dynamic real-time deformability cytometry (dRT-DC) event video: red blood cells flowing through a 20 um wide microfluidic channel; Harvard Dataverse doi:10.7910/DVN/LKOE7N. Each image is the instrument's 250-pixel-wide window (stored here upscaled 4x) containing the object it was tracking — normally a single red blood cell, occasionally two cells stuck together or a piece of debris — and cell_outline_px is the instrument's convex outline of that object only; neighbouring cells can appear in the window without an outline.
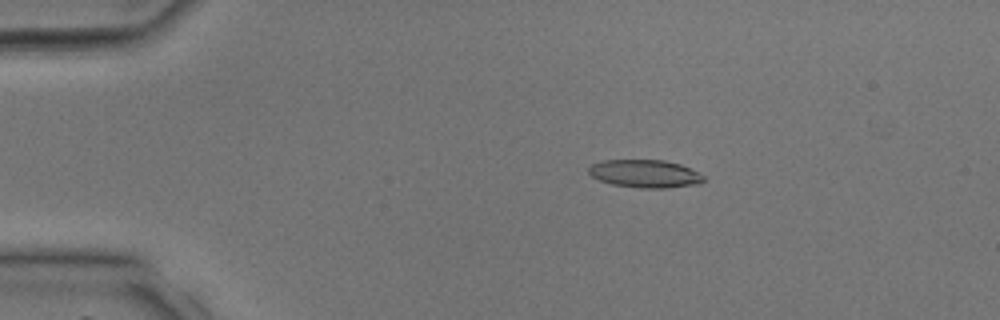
{"species": "common noctule bat (a hibernating species)", "species_latin": "Nyctalus noctula", "temperature_condition": "room temperature", "stored_images_in_passage": 36, "camera_frame_rate_fps": 3000, "um_per_image_px": 0.085, "animal": {"sex": "male", "body_mass_g": 17.9, "forearm_length_mm": 54.2}, "frame": {"image": 1, "passage_image": 8, "time_ms": 2.333, "image_size_px": [1000, 320], "cell_outline_px": [[704, 180], [700, 184], [664, 188], [640, 188], [612, 184], [600, 180], [592, 176], [588, 172], [588, 168], [592, 164], [604, 160], [664, 160], [680, 164], [704, 176]], "centroid_in_image_um": [54.81, 14.76], "position_along_channel_um": 30.2, "area_um2": 18.55}}
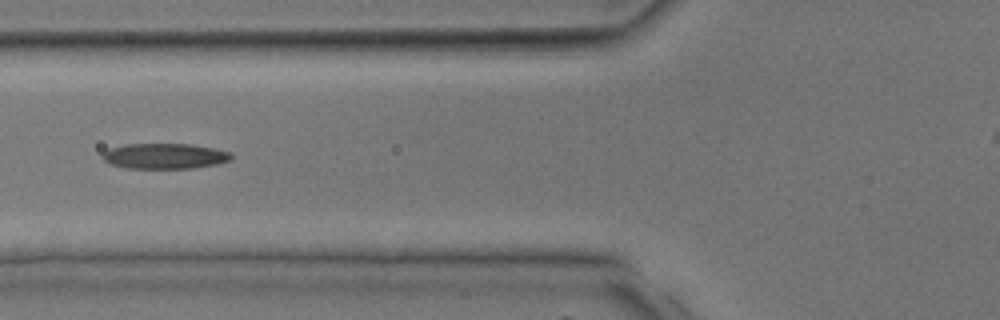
{"frame": {"image": 2, "passage_image": 16, "time_ms": 5.0, "image_size_px": [1000, 320], "cell_outline_px": [[232, 160], [216, 164], [192, 168], [128, 168], [112, 164], [104, 160], [104, 152], [108, 148], [124, 144], [192, 144], [216, 148], [232, 152]], "centroid_in_image_um": [14.06, 13.25], "position_along_channel_um": 111.7, "area_um2": 19.13}}
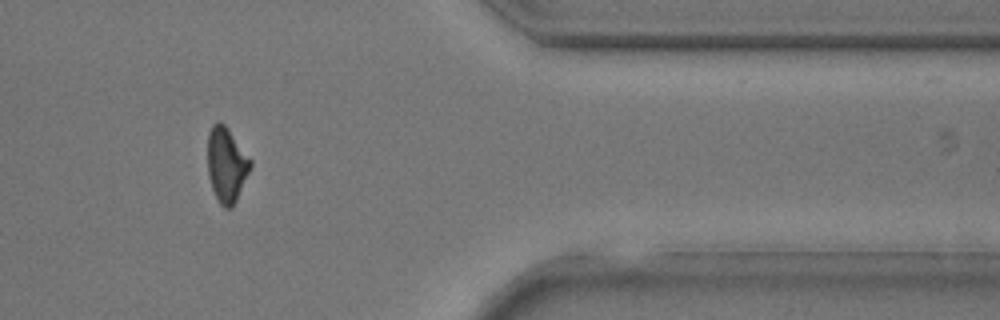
{"frame": {"image": 3, "passage_image": 33, "time_ms": 10.667, "image_size_px": [1000, 320], "cell_outline_px": [[252, 164], [236, 200], [228, 208], [224, 208], [220, 204], [212, 188], [208, 176], [208, 132], [212, 124], [216, 120], [220, 120], [228, 128], [252, 160]], "centroid_in_image_um": [19.24, 13.94], "position_along_channel_um": 392.2, "area_um2": 18.55}}